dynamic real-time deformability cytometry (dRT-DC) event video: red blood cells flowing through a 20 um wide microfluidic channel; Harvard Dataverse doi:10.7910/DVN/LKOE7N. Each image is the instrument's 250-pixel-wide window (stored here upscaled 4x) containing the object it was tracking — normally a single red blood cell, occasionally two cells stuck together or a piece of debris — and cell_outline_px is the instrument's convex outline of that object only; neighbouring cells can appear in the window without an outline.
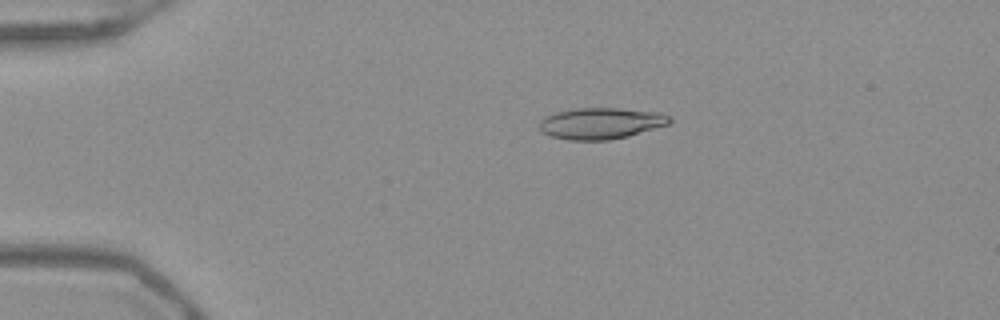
{"species": "Egyptian fruit bat (a non-hibernating species)", "species_latin": "Rousettus aegyptiacus", "temperature_condition": "warm", "stored_images_in_passage": 42, "camera_frame_rate_fps": 3000, "um_per_image_px": 0.085, "frame": {"image": 1, "passage_image": 1, "time_ms": 0.0, "image_size_px": [1000, 320], "cell_outline_px": [[672, 120], [668, 124], [628, 136], [608, 140], [568, 140], [548, 136], [540, 132], [540, 120], [544, 116], [556, 112], [576, 108], [616, 108], [660, 112], [668, 116]], "centroid_in_image_um": [51.02, 10.48], "position_along_channel_um": 34.0, "area_um2": 23.81}}
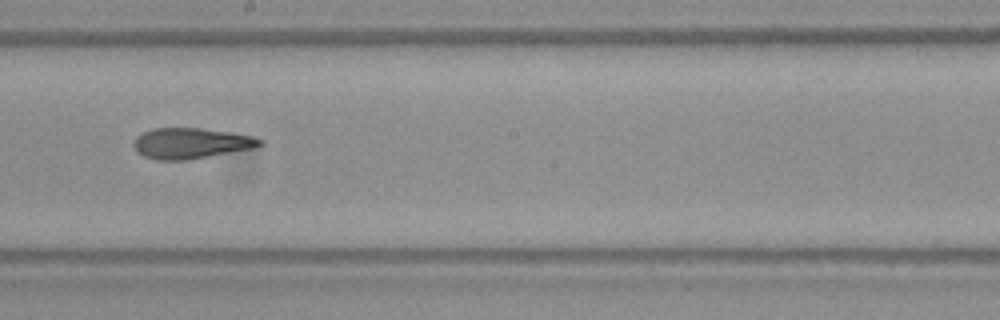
{"frame": {"image": 2, "passage_image": 20, "time_ms": 6.333, "image_size_px": [1000, 320], "cell_outline_px": [[264, 144], [256, 148], [184, 160], [156, 160], [144, 156], [132, 144], [136, 136], [152, 128], [200, 128], [228, 132], [252, 136], [264, 140]], "centroid_in_image_um": [16.25, 12.17], "position_along_channel_um": 231.9, "area_um2": 22.43}}
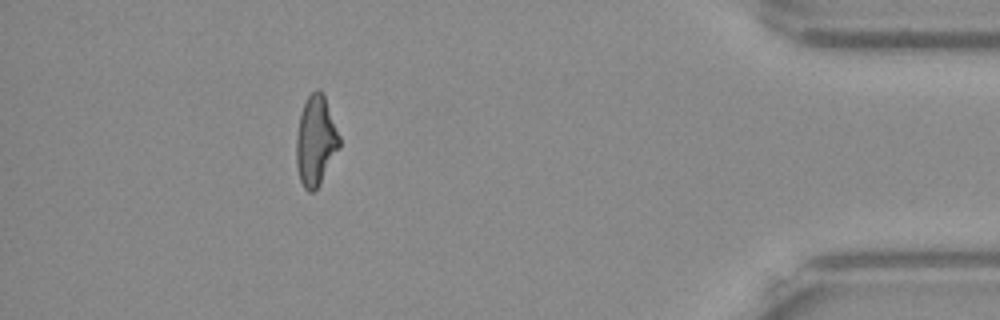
{"frame": {"image": 3, "passage_image": 37, "time_ms": 12.0, "image_size_px": [1000, 320], "cell_outline_px": [[340, 144], [320, 184], [312, 192], [308, 192], [304, 188], [300, 180], [296, 168], [296, 136], [300, 112], [308, 96], [316, 88], [320, 88], [324, 96], [340, 136]], "centroid_in_image_um": [26.81, 11.96], "position_along_channel_um": 408.4, "area_um2": 22.43}, "authors_computed_cell_mechanics": {"area_um2": 22.6865, "velocity_mm_per_s": 3.9556, "shape_relaxation_time_tau1_ms": null, "shape_relaxation_time_tau2_ms": 3.6473, "deformation_change_tau1": null, "deformation_change_tau2": 0.1258}}